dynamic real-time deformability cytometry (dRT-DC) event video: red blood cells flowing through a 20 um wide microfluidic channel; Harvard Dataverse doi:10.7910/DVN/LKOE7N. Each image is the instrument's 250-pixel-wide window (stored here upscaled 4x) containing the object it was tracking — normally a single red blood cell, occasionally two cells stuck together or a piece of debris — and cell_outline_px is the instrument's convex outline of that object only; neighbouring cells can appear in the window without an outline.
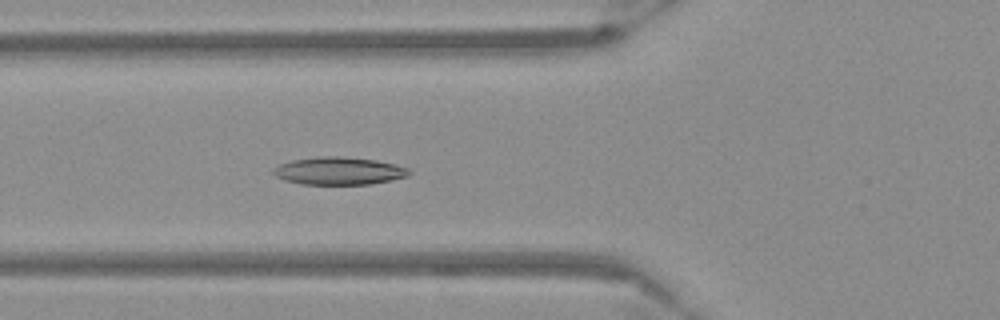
{"species": "Egyptian fruit bat (a non-hibernating species)", "species_latin": "Rousettus aegyptiacus", "temperature_condition": "warm", "stored_images_in_passage": 44, "camera_frame_rate_fps": 3000, "um_per_image_px": 0.085, "frame": {"image": 1, "passage_image": 10, "time_ms": 3.0, "image_size_px": [1000, 320], "cell_outline_px": [[412, 172], [408, 176], [392, 180], [372, 184], [300, 184], [284, 180], [276, 176], [272, 172], [272, 168], [280, 164], [292, 160], [316, 156], [340, 156], [376, 160], [396, 164], [408, 168]], "centroid_in_image_um": [28.81, 14.52], "position_along_channel_um": 97.0, "area_um2": 22.08}}
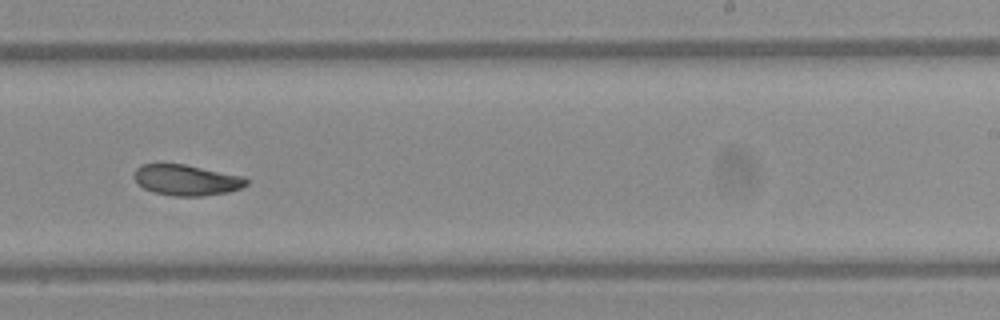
{"frame": {"image": 2, "passage_image": 24, "time_ms": 7.667, "image_size_px": [1000, 320], "cell_outline_px": [[248, 184], [240, 188], [228, 192], [204, 196], [172, 196], [152, 192], [144, 188], [132, 176], [136, 168], [140, 164], [184, 164], [244, 176], [248, 180]], "centroid_in_image_um": [15.85, 15.3], "position_along_channel_um": 273.2, "area_um2": 20.23}}
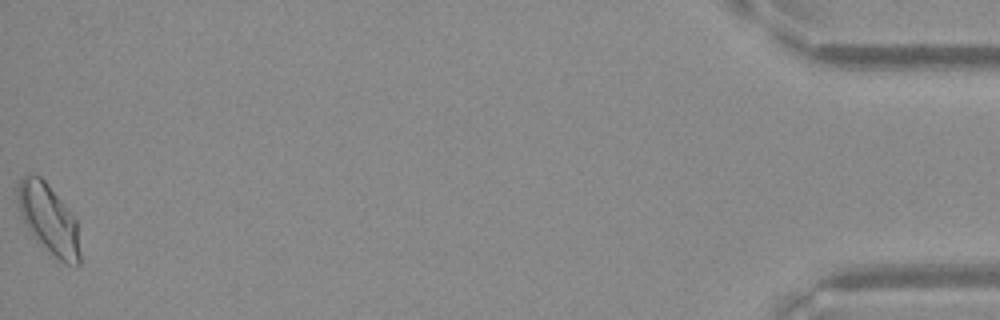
{"frame": {"image": 3, "passage_image": 44, "time_ms": 14.333, "image_size_px": [1000, 320], "cell_outline_px": [[80, 264], [76, 268], [60, 260], [36, 240], [32, 236], [20, 212], [16, 192], [16, 188], [20, 180], [28, 172], [40, 176], [44, 180], [76, 216], [80, 252]], "centroid_in_image_um": [4.16, 18.6], "position_along_channel_um": 431.0, "area_um2": 25.43}}